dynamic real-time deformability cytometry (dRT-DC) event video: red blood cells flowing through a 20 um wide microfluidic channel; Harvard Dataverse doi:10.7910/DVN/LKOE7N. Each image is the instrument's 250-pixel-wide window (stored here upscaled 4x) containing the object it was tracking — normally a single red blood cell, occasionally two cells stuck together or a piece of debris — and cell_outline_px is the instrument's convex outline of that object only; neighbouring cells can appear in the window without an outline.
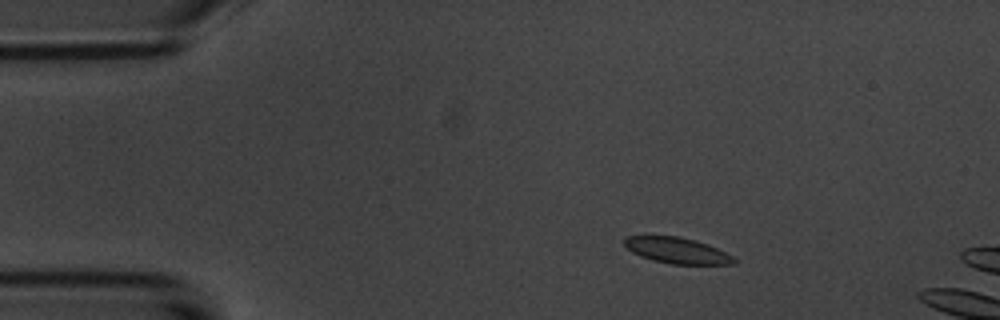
{"species": "common noctule bat (a hibernating species)", "species_latin": "Nyctalus noctula", "temperature_condition": "room temperature", "stored_images_in_passage": 3, "camera_frame_rate_fps": 3000, "um_per_image_px": 0.085, "animal": {"sex": "male", "body_mass_g": 20.1, "forearm_length_mm": 53.5}, "frame": {"image": 1, "passage_image": 2, "time_ms": 1.0, "image_size_px": [1000, 320], "cell_outline_px": [[736, 264], [672, 264], [652, 260], [640, 256], [632, 252], [624, 244], [624, 236], [680, 236], [696, 240], [708, 244], [732, 256], [736, 260]], "centroid_in_image_um": [57.53, 21.28], "position_along_channel_um": 27.5, "area_um2": 16.53}}